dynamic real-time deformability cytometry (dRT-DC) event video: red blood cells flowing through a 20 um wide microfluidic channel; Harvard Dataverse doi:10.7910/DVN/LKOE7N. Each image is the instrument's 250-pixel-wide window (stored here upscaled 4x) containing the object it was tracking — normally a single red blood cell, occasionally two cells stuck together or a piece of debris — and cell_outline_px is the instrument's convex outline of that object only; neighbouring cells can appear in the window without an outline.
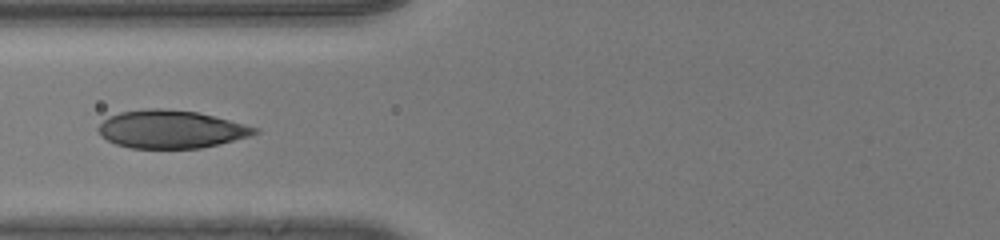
{"species": "human", "species_latin": "Homo sapiens", "temperature_condition": "room temperature", "stored_images_in_passage": 28, "camera_frame_rate_fps": 3000, "um_per_image_px": 0.085, "donor": {"sex": "male"}, "frame": {"image": 1, "passage_image": 21, "time_ms": 6.667, "image_size_px": [1000, 240], "cell_outline_px": [[260, 132], [252, 136], [200, 148], [132, 148], [116, 144], [100, 136], [96, 128], [108, 116], [120, 112], [148, 108], [160, 108], [196, 112], [260, 128]], "centroid_in_image_um": [14.52, 10.99], "position_along_channel_um": 111.3, "area_um2": 34.51}}